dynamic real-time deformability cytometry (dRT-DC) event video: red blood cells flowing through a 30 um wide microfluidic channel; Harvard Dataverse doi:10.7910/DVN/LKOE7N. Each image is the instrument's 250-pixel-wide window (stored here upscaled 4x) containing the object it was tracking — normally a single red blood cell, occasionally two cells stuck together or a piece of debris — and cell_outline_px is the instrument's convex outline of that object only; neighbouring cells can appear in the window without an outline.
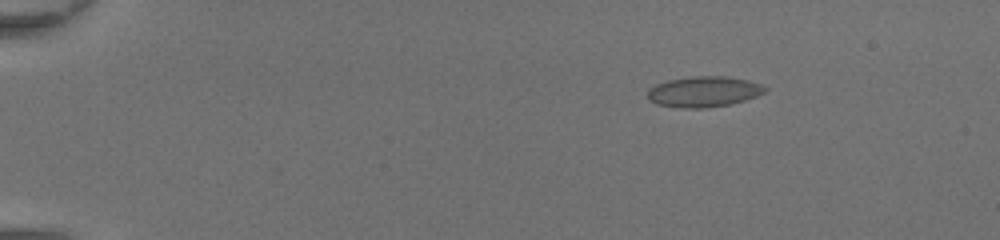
{"species": "common noctule bat (a hibernating species)", "species_latin": "Nyctalus noctula", "temperature_condition": "room temperature", "stored_images_in_passage": 50, "camera_frame_rate_fps": 3000, "um_per_image_px": 0.085, "animal": {"sex": "female", "body_mass_g": 20.0, "forearm_length_mm": 54.0}, "frame": {"image": 1, "passage_image": 9, "time_ms": 2.667, "image_size_px": [1000, 240], "cell_outline_px": [[768, 88], [764, 92], [756, 96], [732, 104], [704, 108], [680, 108], [656, 104], [648, 100], [648, 88], [656, 84], [668, 80], [692, 76], [728, 76], [748, 80], [760, 84]], "centroid_in_image_um": [59.8, 7.79], "position_along_channel_um": 25.2, "area_um2": 21.1}}
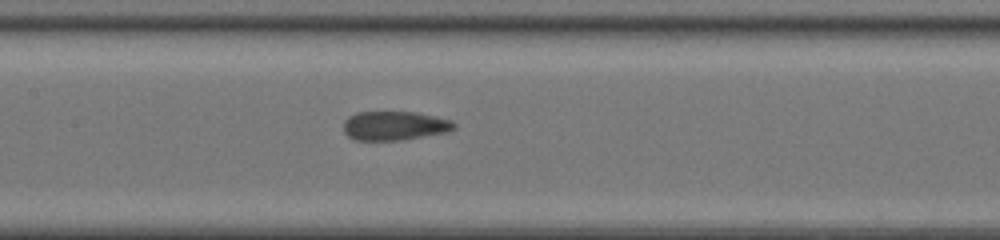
{"frame": {"image": 2, "passage_image": 27, "time_ms": 8.667, "image_size_px": [1000, 240], "cell_outline_px": [[456, 128], [448, 132], [400, 140], [356, 140], [348, 136], [344, 132], [344, 120], [348, 116], [356, 112], [416, 112], [436, 116], [452, 120], [456, 124]], "centroid_in_image_um": [33.55, 10.68], "position_along_channel_um": 173.8, "area_um2": 18.84}}
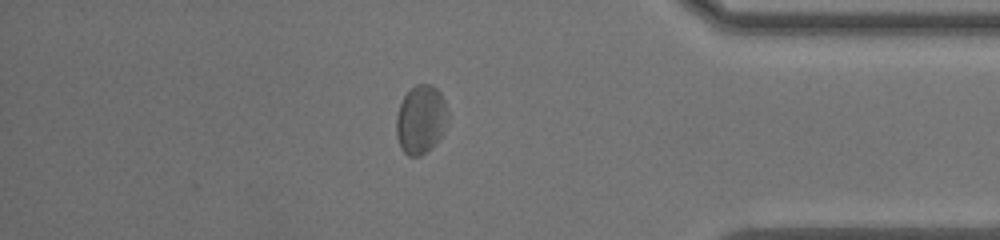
{"frame": {"image": 3, "passage_image": 44, "time_ms": 14.333, "image_size_px": [1000, 240], "cell_outline_px": [[448, 120], [444, 132], [432, 148], [420, 156], [408, 156], [400, 148], [396, 136], [396, 116], [400, 104], [404, 96], [416, 84], [432, 84], [440, 92], [444, 100], [448, 112]], "centroid_in_image_um": [35.77, 10.17], "position_along_channel_um": 399.4, "area_um2": 20.87}, "authors_computed_cell_mechanics": {"area_um2": 19.9988, "velocity_mm_per_s": 4.3617, "shape_relaxation_time_tau1_ms": null, "shape_relaxation_time_tau2_ms": 0.5406, "deformation_change_tau1": null, "deformation_change_tau2": 0.052}}